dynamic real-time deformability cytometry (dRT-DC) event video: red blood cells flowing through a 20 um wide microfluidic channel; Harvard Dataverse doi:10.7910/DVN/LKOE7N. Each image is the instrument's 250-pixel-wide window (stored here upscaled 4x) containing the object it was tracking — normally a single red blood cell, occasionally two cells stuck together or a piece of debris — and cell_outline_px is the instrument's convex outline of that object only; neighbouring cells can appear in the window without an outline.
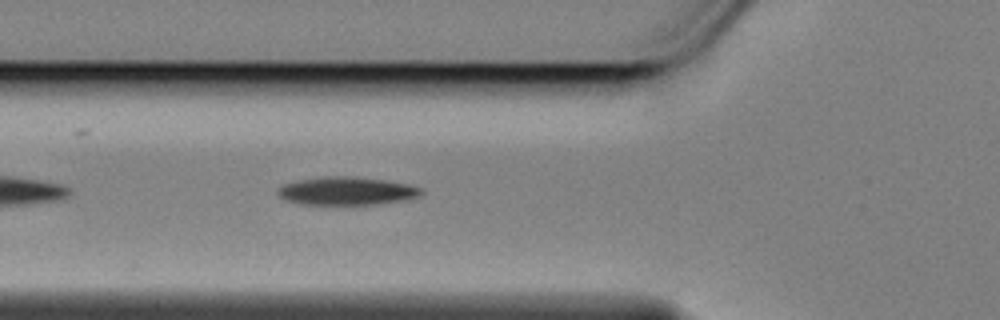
{"species": "Egyptian fruit bat (a non-hibernating species)", "species_latin": "Rousettus aegyptiacus", "temperature_condition": "cold", "stored_images_in_passage": 20, "camera_frame_rate_fps": 3000, "um_per_image_px": 0.085, "animal": {"sex": "female"}, "frame": {"image": 1, "passage_image": 6, "time_ms": 1.667, "image_size_px": [1000, 320], "cell_outline_px": [[424, 192], [420, 196], [400, 200], [376, 204], [304, 204], [284, 200], [276, 192], [276, 188], [284, 184], [296, 180], [324, 176], [356, 176], [384, 180], [408, 184], [424, 188]], "centroid_in_image_um": [29.45, 16.22], "position_along_channel_um": 96.4, "area_um2": 23.58}}